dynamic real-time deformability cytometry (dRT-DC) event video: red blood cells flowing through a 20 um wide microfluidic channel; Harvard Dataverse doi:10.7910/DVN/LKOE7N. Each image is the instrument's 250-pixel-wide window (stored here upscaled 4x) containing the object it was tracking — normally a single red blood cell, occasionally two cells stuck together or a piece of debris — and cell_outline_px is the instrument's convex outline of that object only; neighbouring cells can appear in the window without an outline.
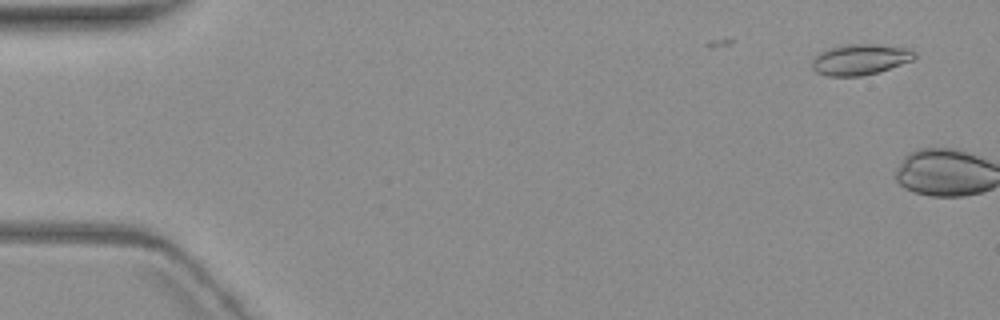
{"species": "common noctule bat (a hibernating species)", "species_latin": "Nyctalus noctula", "temperature_condition": "warm", "stored_images_in_passage": 2, "camera_frame_rate_fps": 3000, "um_per_image_px": 0.085, "animal": {"sex": "female", "body_mass_g": 19.3, "forearm_length_mm": 54.1}, "frame": {"image": 1, "passage_image": 1, "time_ms": 0.0, "image_size_px": [1000, 320], "cell_outline_px": [[916, 56], [912, 60], [876, 72], [860, 76], [828, 76], [816, 72], [812, 68], [812, 60], [820, 52], [828, 48], [844, 44], [876, 44], [908, 48], [916, 52]], "centroid_in_image_um": [73.09, 5.04], "position_along_channel_um": 11.9, "area_um2": 18.26}}